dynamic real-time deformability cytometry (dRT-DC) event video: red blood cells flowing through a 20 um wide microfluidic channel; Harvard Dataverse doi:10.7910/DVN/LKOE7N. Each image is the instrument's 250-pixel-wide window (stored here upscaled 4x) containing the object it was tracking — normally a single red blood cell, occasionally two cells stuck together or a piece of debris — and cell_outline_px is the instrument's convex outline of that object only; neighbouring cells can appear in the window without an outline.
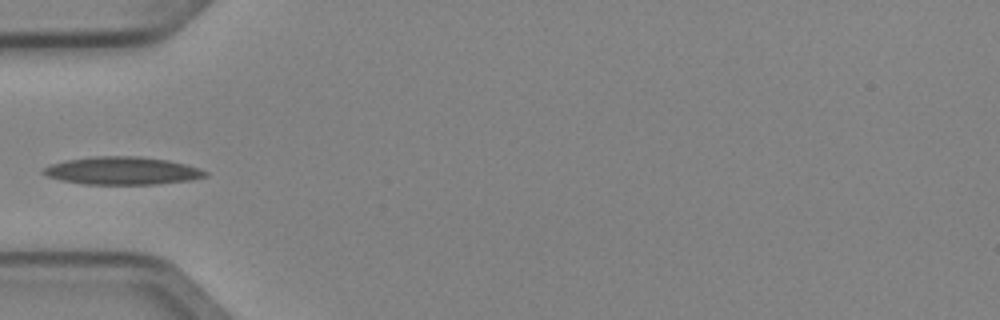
{"species": "Egyptian fruit bat (a non-hibernating species)", "species_latin": "Rousettus aegyptiacus", "temperature_condition": "cold", "stored_images_in_passage": 7, "camera_frame_rate_fps": 3000, "um_per_image_px": 0.085, "animal": {"sex": "female"}, "frame": {"image": 1, "passage_image": 5, "time_ms": 1.333, "image_size_px": [1000, 320], "cell_outline_px": [[208, 176], [192, 180], [156, 184], [84, 184], [60, 180], [48, 176], [40, 172], [44, 168], [52, 164], [68, 160], [92, 156], [140, 156], [168, 160], [184, 164], [208, 172]], "centroid_in_image_um": [10.4, 14.51], "position_along_channel_um": 74.6, "area_um2": 26.13}}
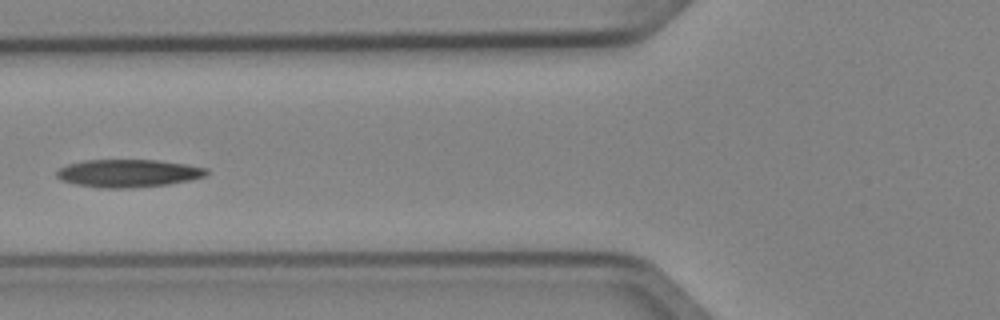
{"frame": {"image": 2, "passage_image": 6, "time_ms": 1.667, "image_size_px": [1000, 320], "cell_outline_px": [[208, 172], [204, 176], [188, 180], [168, 184], [132, 188], [96, 188], [76, 184], [60, 180], [56, 176], [56, 172], [60, 168], [68, 164], [84, 160], [156, 160], [188, 164], [208, 168]], "centroid_in_image_um": [10.88, 14.73], "position_along_channel_um": 114.9, "area_um2": 24.33}}